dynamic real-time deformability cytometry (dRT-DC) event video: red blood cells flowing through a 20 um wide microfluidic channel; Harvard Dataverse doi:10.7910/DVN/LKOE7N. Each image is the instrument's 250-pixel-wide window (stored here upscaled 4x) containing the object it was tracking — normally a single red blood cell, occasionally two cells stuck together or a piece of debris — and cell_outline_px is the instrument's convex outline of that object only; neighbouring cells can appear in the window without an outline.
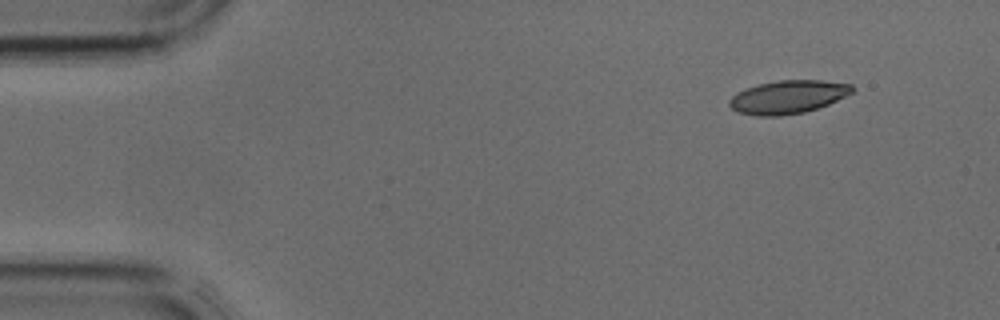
{"species": "common noctule bat (a hibernating species)", "species_latin": "Nyctalus noctula", "temperature_condition": "cold", "stored_images_in_passage": 3, "camera_frame_rate_fps": 3000, "um_per_image_px": 0.085, "animal": {"sex": "male", "body_mass_g": 17.9, "forearm_length_mm": 54.2}, "frame": {"image": 1, "passage_image": 1, "time_ms": 0.0, "image_size_px": [1000, 320], "cell_outline_px": [[856, 88], [852, 92], [828, 104], [804, 112], [780, 116], [756, 116], [736, 112], [728, 104], [728, 100], [736, 92], [744, 88], [776, 80], [820, 80], [852, 84]], "centroid_in_image_um": [66.93, 8.24], "position_along_channel_um": 18.1, "area_um2": 23.87}}
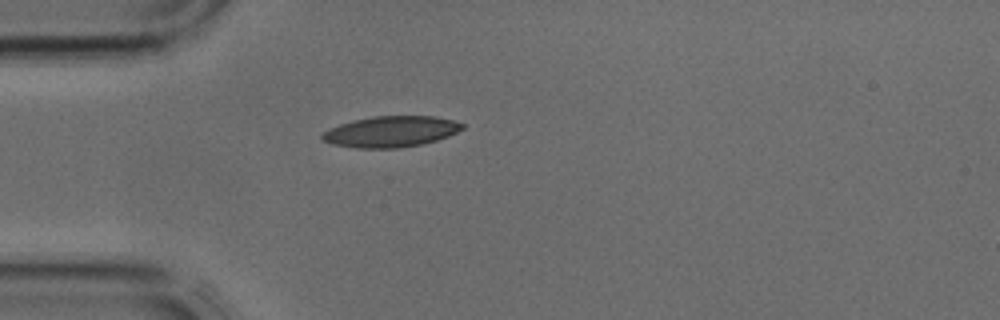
{"frame": {"image": 2, "passage_image": 3, "time_ms": 0.667, "image_size_px": [1000, 320], "cell_outline_px": [[464, 128], [448, 136], [436, 140], [420, 144], [400, 148], [356, 148], [332, 144], [324, 140], [320, 136], [328, 128], [352, 120], [372, 116], [436, 116], [452, 120], [464, 124]], "centroid_in_image_um": [33.21, 11.18], "position_along_channel_um": 51.8, "area_um2": 25.26}}